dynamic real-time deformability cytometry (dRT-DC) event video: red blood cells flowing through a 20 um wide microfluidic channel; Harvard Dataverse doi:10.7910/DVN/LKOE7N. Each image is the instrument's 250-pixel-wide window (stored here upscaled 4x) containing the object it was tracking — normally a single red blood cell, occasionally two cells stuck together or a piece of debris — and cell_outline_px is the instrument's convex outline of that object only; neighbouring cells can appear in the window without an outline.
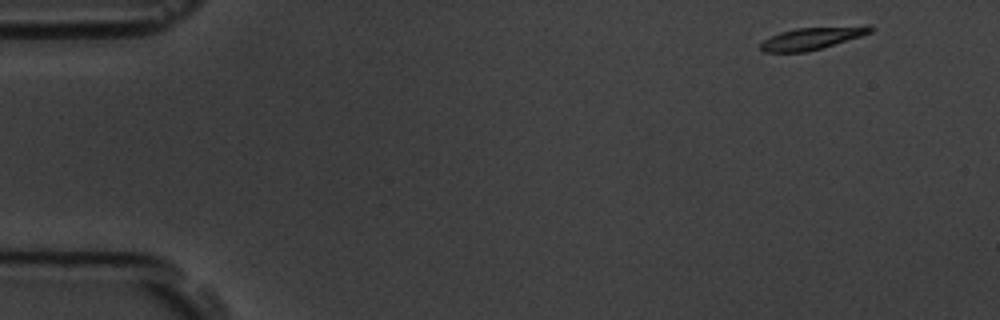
{"species": "common noctule bat (a hibernating species)", "species_latin": "Nyctalus noctula", "temperature_condition": "room temperature", "stored_images_in_passage": 13, "camera_frame_rate_fps": 3000, "um_per_image_px": 0.085, "animal": {"sex": "male", "body_mass_g": 19.5, "forearm_length_mm": 54.6}, "frame": {"image": 1, "passage_image": 1, "time_ms": 0.0, "image_size_px": [1000, 320], "cell_outline_px": [[876, 28], [872, 32], [860, 36], [820, 48], [804, 52], [764, 52], [760, 48], [760, 44], [764, 40], [780, 32], [796, 28], [868, 24], [872, 24]], "centroid_in_image_um": [69.11, 3.21], "position_along_channel_um": 15.9, "area_um2": 14.39}}